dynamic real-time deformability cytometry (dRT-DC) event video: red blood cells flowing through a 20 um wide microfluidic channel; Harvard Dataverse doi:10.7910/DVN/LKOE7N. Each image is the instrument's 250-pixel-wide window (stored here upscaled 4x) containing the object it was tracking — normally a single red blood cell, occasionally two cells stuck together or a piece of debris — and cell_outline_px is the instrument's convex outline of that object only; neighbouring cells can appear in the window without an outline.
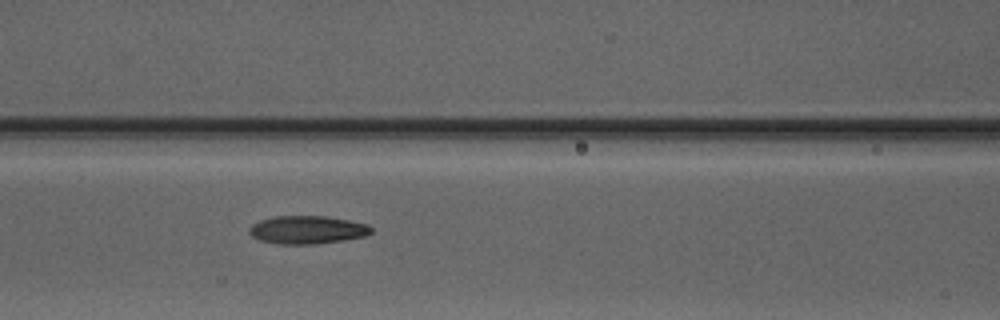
{"species": "Egyptian fruit bat (a non-hibernating species)", "species_latin": "Rousettus aegyptiacus", "temperature_condition": "warm", "stored_images_in_passage": 6, "camera_frame_rate_fps": 3000, "um_per_image_px": 0.085, "animal": {"sex": "male"}, "frame": {"image": 1, "passage_image": 6, "time_ms": 7.333, "image_size_px": [1000, 320], "cell_outline_px": [[372, 232], [368, 236], [344, 240], [316, 244], [280, 244], [260, 240], [252, 236], [248, 232], [248, 228], [252, 224], [260, 220], [276, 216], [324, 216], [348, 220], [368, 224], [372, 228]], "centroid_in_image_um": [26.13, 19.54], "position_along_channel_um": 140.5, "area_um2": 20.06}}